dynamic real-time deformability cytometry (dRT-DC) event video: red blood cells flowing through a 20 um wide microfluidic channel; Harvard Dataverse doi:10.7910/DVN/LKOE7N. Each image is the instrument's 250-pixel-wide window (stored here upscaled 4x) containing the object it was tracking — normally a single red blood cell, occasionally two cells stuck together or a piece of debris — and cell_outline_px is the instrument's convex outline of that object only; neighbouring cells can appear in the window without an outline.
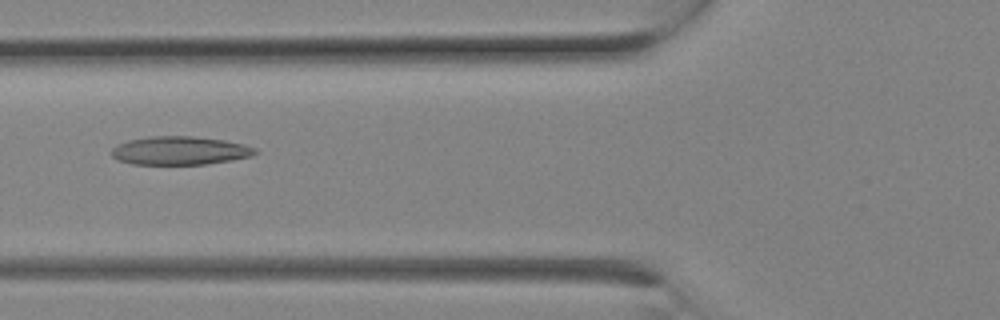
{"species": "Egyptian fruit bat (a non-hibernating species)", "species_latin": "Rousettus aegyptiacus", "temperature_condition": "room temperature", "stored_images_in_passage": 4, "camera_frame_rate_fps": 3000, "um_per_image_px": 0.085, "animal": {"sex": "female"}, "frame": {"image": 1, "passage_image": 4, "time_ms": 1.0, "image_size_px": [1000, 320], "cell_outline_px": [[260, 152], [252, 156], [232, 160], [208, 164], [132, 164], [116, 160], [112, 156], [112, 148], [116, 144], [128, 140], [148, 136], [192, 136], [224, 140], [244, 144], [256, 148]], "centroid_in_image_um": [15.29, 12.8], "position_along_channel_um": 110.5, "area_um2": 24.04}}